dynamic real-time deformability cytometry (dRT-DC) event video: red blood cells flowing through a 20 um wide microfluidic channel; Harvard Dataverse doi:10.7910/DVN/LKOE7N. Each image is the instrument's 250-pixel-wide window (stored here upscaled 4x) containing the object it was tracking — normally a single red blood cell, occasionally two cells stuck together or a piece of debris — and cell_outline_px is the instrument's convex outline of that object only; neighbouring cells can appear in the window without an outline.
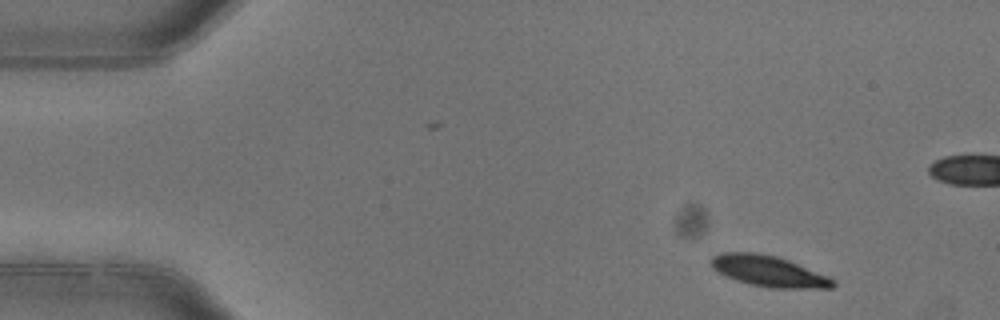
{"species": "common noctule bat (a hibernating species)", "species_latin": "Nyctalus noctula", "temperature_condition": "warm", "stored_images_in_passage": 4, "camera_frame_rate_fps": 3000, "um_per_image_px": 0.085, "animal": {"sex": "female"}, "frame": {"image": 1, "passage_image": 1, "time_ms": 0.0, "image_size_px": [1000, 320], "cell_outline_px": [[836, 284], [832, 288], [772, 288], [748, 284], [724, 276], [712, 268], [708, 260], [712, 256], [720, 252], [760, 252], [776, 256], [788, 260], [828, 276], [836, 280]], "centroid_in_image_um": [65.29, 23.04], "position_along_channel_um": 19.7, "area_um2": 22.25}}